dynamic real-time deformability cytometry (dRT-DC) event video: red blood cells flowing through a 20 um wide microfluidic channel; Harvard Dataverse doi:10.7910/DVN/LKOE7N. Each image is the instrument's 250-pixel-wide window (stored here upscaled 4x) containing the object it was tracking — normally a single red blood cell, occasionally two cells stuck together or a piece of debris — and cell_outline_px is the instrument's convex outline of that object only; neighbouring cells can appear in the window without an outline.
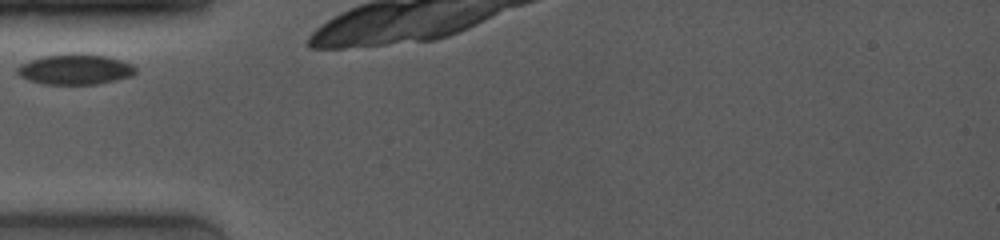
{"species": "common noctule bat (a hibernating species)", "species_latin": "Nyctalus noctula", "temperature_condition": "room temperature", "stored_images_in_passage": 3, "camera_frame_rate_fps": 4000, "um_per_image_px": 0.085, "animal": {"sex": "female", "body_mass_g": 19.0, "forearm_length_mm": 53.3}, "frame": {"image": 1, "passage_image": 2, "time_ms": 0.75, "image_size_px": [1000, 240], "cell_outline_px": [[136, 72], [132, 76], [96, 84], [44, 84], [28, 80], [20, 76], [16, 72], [16, 68], [20, 64], [44, 56], [72, 52], [80, 52], [108, 56], [132, 64], [136, 68]], "centroid_in_image_um": [6.39, 5.87], "position_along_channel_um": 78.6, "area_um2": 21.15}}